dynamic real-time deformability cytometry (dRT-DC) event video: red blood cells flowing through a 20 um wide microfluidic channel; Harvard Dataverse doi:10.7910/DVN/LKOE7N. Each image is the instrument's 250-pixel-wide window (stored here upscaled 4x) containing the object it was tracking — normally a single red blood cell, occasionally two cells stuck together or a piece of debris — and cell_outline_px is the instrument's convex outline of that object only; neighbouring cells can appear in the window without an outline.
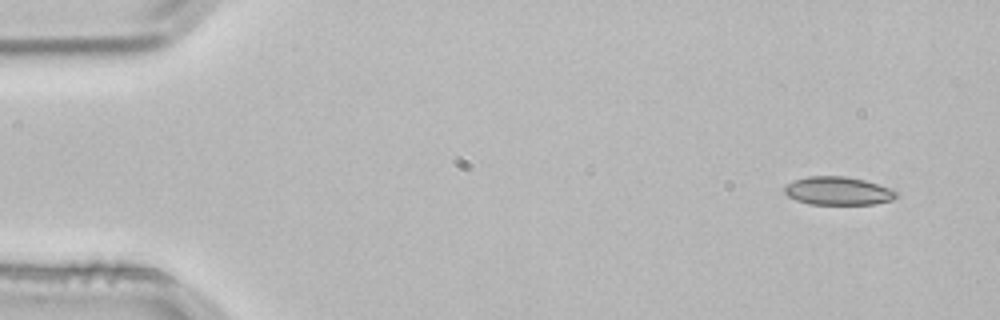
{"species": "common noctule bat (a hibernating species)", "species_latin": "Nyctalus noctula", "temperature_condition": "room temperature", "stored_images_in_passage": 3, "camera_frame_rate_fps": 3000, "um_per_image_px": 0.085, "animal": {"sex": "male", "body_mass_g": 21.5, "forearm_length_mm": 52.0}, "frame": {"image": 1, "passage_image": 1, "time_ms": 0.0, "image_size_px": [1000, 320], "cell_outline_px": [[896, 196], [892, 200], [876, 204], [808, 204], [796, 200], [788, 196], [784, 192], [784, 188], [788, 184], [796, 180], [808, 176], [844, 176], [864, 180], [892, 188], [896, 192]], "centroid_in_image_um": [71.24, 16.23], "position_along_channel_um": 13.8, "area_um2": 18.32}}
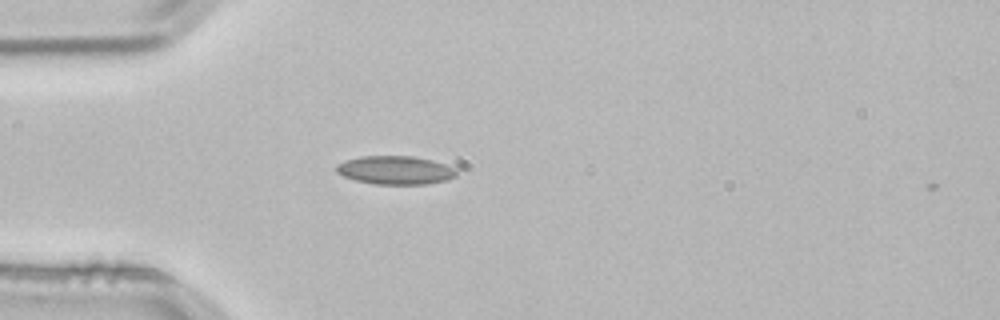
{"frame": {"image": 2, "passage_image": 3, "time_ms": 0.667, "image_size_px": [1000, 320], "cell_outline_px": [[456, 176], [448, 180], [424, 184], [376, 184], [356, 180], [344, 176], [336, 172], [336, 164], [344, 160], [360, 156], [416, 156], [432, 160], [456, 168]], "centroid_in_image_um": [33.6, 14.45], "position_along_channel_um": 51.4, "area_um2": 20.0}}